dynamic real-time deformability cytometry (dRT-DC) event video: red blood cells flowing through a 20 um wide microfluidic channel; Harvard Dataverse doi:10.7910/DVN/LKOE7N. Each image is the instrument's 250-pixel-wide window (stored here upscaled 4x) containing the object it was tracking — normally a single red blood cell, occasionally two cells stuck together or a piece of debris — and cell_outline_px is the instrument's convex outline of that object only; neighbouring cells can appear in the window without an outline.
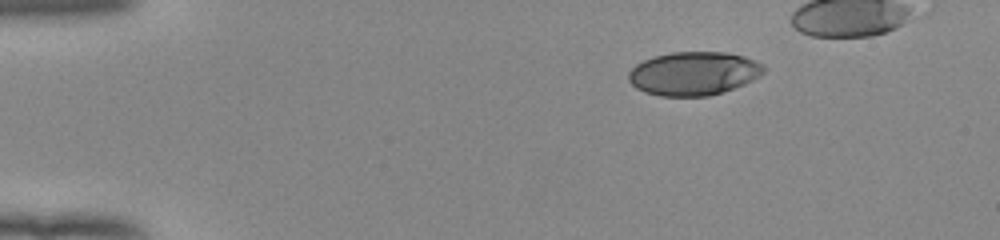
{"species": "human", "species_latin": "Homo sapiens", "temperature_condition": "room temperature", "stored_images_in_passage": 39, "camera_frame_rate_fps": 3000, "um_per_image_px": 0.085, "donor": {"sex": "female"}, "frame": {"image": 1, "passage_image": 1, "time_ms": 0.0, "image_size_px": [1000, 240], "cell_outline_px": [[764, 72], [760, 76], [744, 84], [708, 96], [660, 96], [644, 92], [636, 88], [628, 80], [628, 72], [636, 64], [652, 56], [672, 52], [728, 52], [744, 56], [764, 64]], "centroid_in_image_um": [58.94, 6.23], "position_along_channel_um": 26.1, "area_um2": 34.39}}
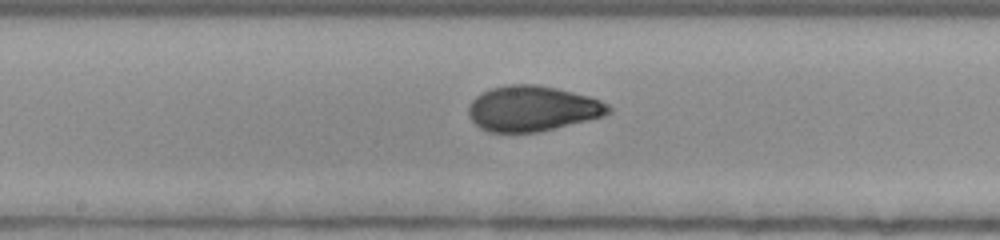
{"frame": {"image": 2, "passage_image": 21, "time_ms": 6.667, "image_size_px": [1000, 240], "cell_outline_px": [[612, 112], [604, 116], [540, 132], [488, 132], [480, 128], [468, 116], [468, 108], [472, 100], [480, 92], [492, 88], [508, 84], [536, 84], [556, 88], [588, 96], [600, 100], [608, 104], [612, 108]], "centroid_in_image_um": [45.25, 9.23], "position_along_channel_um": 203.0, "area_um2": 37.17}}
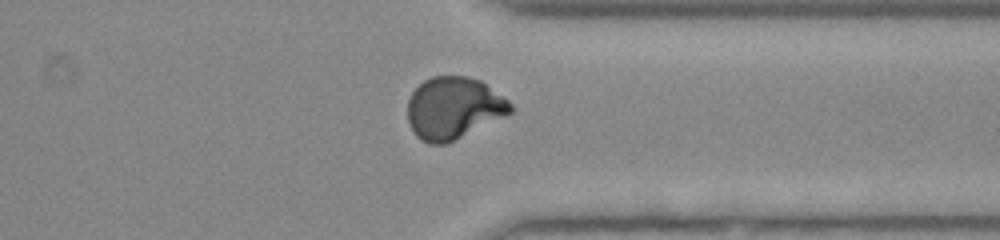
{"frame": {"image": 3, "passage_image": 34, "time_ms": 11.0, "image_size_px": [1000, 240], "cell_outline_px": [[516, 108], [512, 112], [448, 144], [428, 144], [420, 140], [416, 136], [408, 124], [408, 100], [412, 92], [424, 80], [432, 76], [468, 76], [480, 80], [508, 100]], "centroid_in_image_um": [38.54, 9.2], "position_along_channel_um": 372.9, "area_um2": 37.4}}